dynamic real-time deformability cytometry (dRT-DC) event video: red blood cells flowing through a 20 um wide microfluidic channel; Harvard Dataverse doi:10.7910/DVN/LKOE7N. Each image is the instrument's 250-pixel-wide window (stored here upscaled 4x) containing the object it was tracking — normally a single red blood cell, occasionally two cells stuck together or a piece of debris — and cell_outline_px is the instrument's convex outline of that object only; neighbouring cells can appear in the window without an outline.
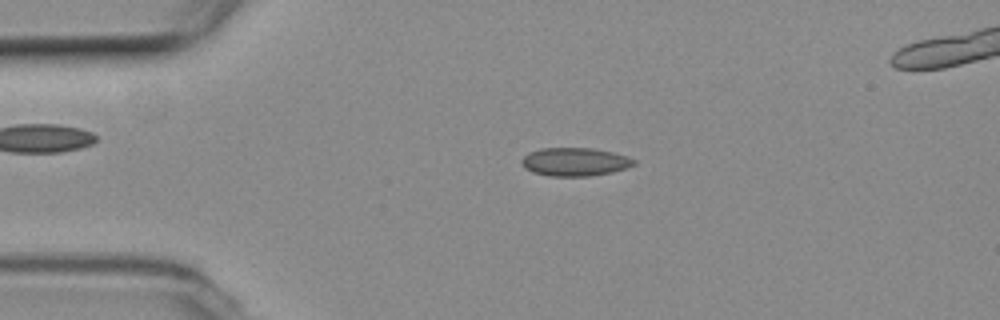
{"species": "common noctule bat (a hibernating species)", "species_latin": "Nyctalus noctula", "temperature_condition": "room temperature", "stored_images_in_passage": 52, "camera_frame_rate_fps": 3000, "um_per_image_px": 0.085, "animal": {"sex": "female", "body_mass_g": 19.3, "forearm_length_mm": 54.1}, "frame": {"image": 1, "passage_image": 11, "time_ms": 3.333, "image_size_px": [1000, 320], "cell_outline_px": [[636, 164], [612, 172], [588, 176], [548, 176], [532, 172], [524, 168], [520, 160], [528, 152], [540, 148], [592, 148], [612, 152], [628, 156], [636, 160]], "centroid_in_image_um": [48.83, 13.75], "position_along_channel_um": 36.2, "area_um2": 18.61}}
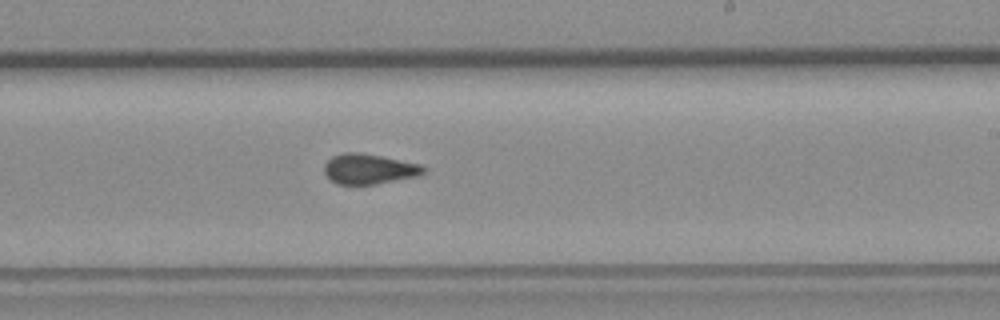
{"frame": {"image": 2, "passage_image": 31, "time_ms": 10.0, "image_size_px": [1000, 320], "cell_outline_px": [[428, 168], [420, 176], [376, 184], [336, 184], [324, 172], [324, 164], [332, 156], [344, 152], [356, 152], [380, 156], [424, 164]], "centroid_in_image_um": [31.43, 14.36], "position_along_channel_um": 257.6, "area_um2": 17.63}}
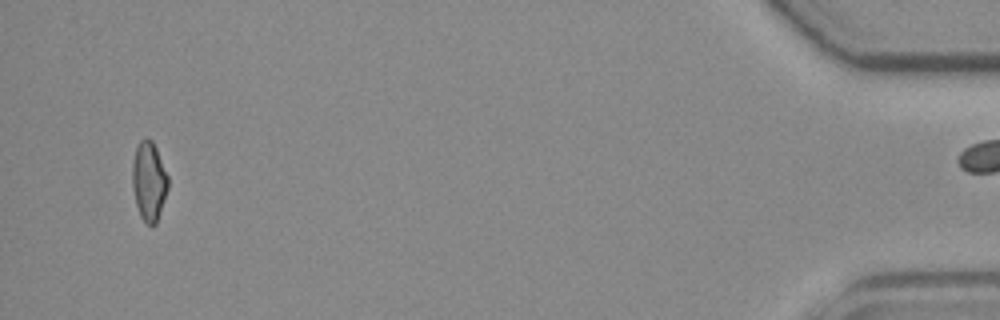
{"frame": {"image": 3, "passage_image": 51, "time_ms": 16.667, "image_size_px": [1000, 320], "cell_outline_px": [[168, 188], [156, 224], [152, 228], [140, 216], [136, 204], [132, 188], [132, 164], [136, 148], [140, 140], [144, 136], [148, 136], [152, 140], [156, 148], [168, 176]], "centroid_in_image_um": [12.65, 15.39], "position_along_channel_um": 422.6, "area_um2": 16.59}, "authors_computed_cell_mechanics": {"area_um2": 17.629, "velocity_mm_per_s": 3.8083, "shape_relaxation_time_tau1_ms": null, "shape_relaxation_time_tau2_ms": 1.4515, "deformation_change_tau1": null, "deformation_change_tau2": 0.0502}}